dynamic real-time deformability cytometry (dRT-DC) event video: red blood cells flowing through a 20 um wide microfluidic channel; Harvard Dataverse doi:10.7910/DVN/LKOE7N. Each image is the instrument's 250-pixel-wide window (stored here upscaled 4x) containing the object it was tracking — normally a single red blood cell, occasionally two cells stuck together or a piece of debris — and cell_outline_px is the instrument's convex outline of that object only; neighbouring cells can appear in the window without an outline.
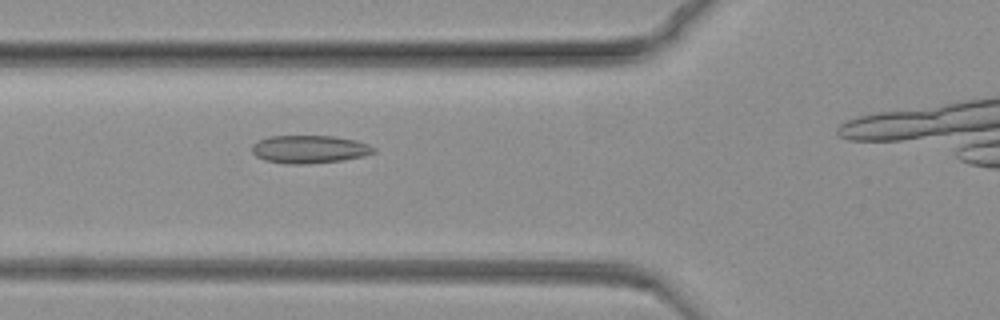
{"species": "common noctule bat (a hibernating species)", "species_latin": "Nyctalus noctula", "temperature_condition": "warm", "stored_images_in_passage": 54, "camera_frame_rate_fps": 3000, "um_per_image_px": 0.085, "animal": {"sex": "female", "body_mass_g": 19.3, "forearm_length_mm": 54.1}, "frame": {"image": 1, "passage_image": 19, "time_ms": 6.0, "image_size_px": [1000, 320], "cell_outline_px": [[376, 152], [364, 156], [340, 160], [304, 164], [288, 164], [264, 160], [256, 156], [252, 152], [252, 144], [268, 136], [332, 136], [356, 140], [368, 144], [376, 148]], "centroid_in_image_um": [26.3, 12.68], "position_along_channel_um": 99.5, "area_um2": 19.77}}
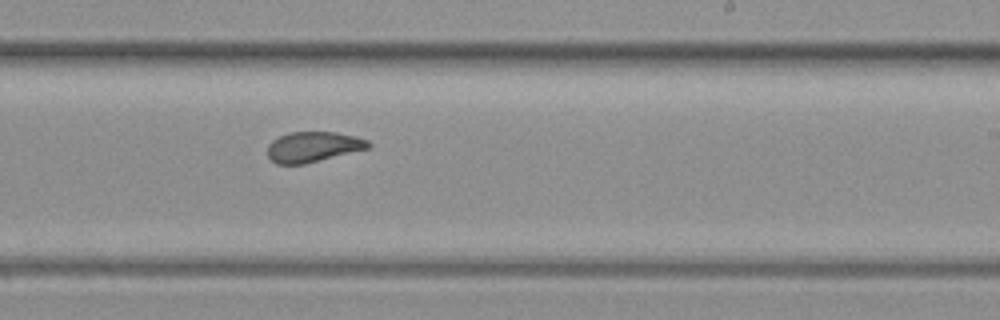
{"frame": {"image": 2, "passage_image": 38, "time_ms": 12.333, "image_size_px": [1000, 320], "cell_outline_px": [[372, 144], [368, 148], [304, 164], [276, 164], [268, 156], [268, 144], [272, 140], [280, 136], [292, 132], [336, 132], [356, 136], [368, 140]], "centroid_in_image_um": [26.61, 12.47], "position_along_channel_um": 262.4, "area_um2": 17.69}}
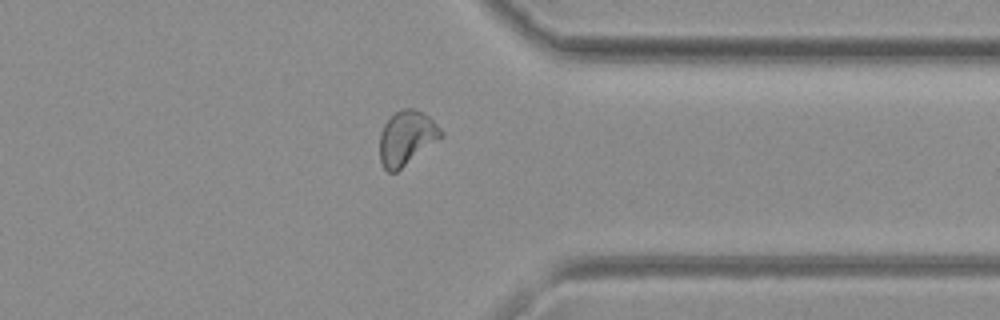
{"frame": {"image": 3, "passage_image": 52, "time_ms": 17.0, "image_size_px": [1000, 320], "cell_outline_px": [[444, 136], [396, 172], [388, 172], [384, 168], [380, 160], [380, 132], [384, 124], [396, 112], [404, 108], [412, 108], [424, 112], [444, 132]], "centroid_in_image_um": [34.57, 11.72], "position_along_channel_um": 376.8, "area_um2": 19.31}}